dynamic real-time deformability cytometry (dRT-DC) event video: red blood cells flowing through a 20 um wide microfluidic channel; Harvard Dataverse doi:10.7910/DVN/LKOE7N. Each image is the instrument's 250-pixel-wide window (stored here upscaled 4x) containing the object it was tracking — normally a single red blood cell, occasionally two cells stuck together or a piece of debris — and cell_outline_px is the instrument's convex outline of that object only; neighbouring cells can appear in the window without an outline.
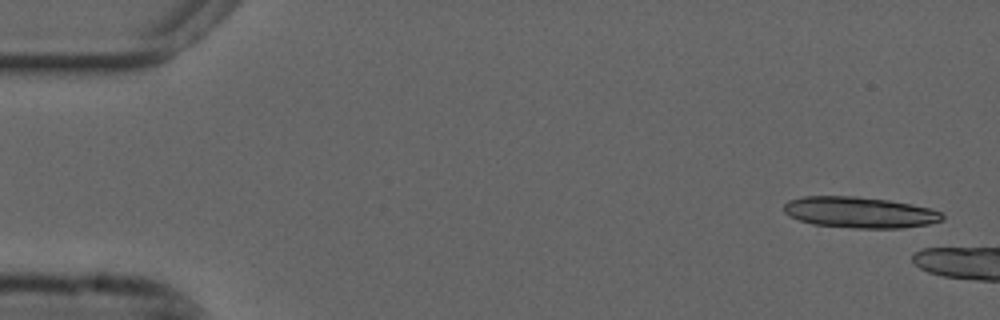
{"species": "common noctule bat (a hibernating species)", "species_latin": "Nyctalus noctula", "temperature_condition": "cold", "stored_images_in_passage": 5, "camera_frame_rate_fps": 3000, "um_per_image_px": 0.085, "animal": {"sex": "male", "forearm_length_mm": 52.5}, "frame": {"image": 1, "passage_image": 1, "time_ms": 0.0, "image_size_px": [1000, 320], "cell_outline_px": [[944, 220], [928, 224], [904, 228], [852, 228], [812, 224], [800, 220], [784, 212], [784, 204], [788, 200], [804, 196], [856, 196], [888, 200], [912, 204], [932, 208], [940, 212], [944, 216]], "centroid_in_image_um": [73.1, 18.05], "position_along_channel_um": 11.9, "area_um2": 28.78}}